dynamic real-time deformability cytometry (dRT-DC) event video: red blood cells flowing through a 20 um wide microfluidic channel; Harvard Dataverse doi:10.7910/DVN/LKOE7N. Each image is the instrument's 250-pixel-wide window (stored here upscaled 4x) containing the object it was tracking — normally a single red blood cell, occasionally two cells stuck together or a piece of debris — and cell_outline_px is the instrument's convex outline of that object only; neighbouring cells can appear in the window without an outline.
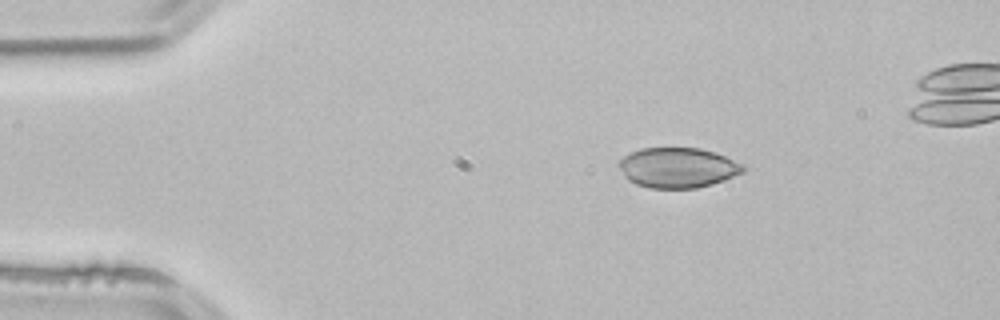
{"species": "common noctule bat (a hibernating species)", "species_latin": "Nyctalus noctula", "temperature_condition": "room temperature", "stored_images_in_passage": 3, "camera_frame_rate_fps": 3000, "um_per_image_px": 0.085, "animal": {"sex": "male", "body_mass_g": 21.5, "forearm_length_mm": 52.0}, "frame": {"image": 1, "passage_image": 1, "time_ms": 0.0, "image_size_px": [1000, 320], "cell_outline_px": [[748, 168], [744, 172], [712, 184], [696, 188], [648, 188], [636, 184], [628, 180], [624, 176], [616, 164], [624, 156], [640, 148], [700, 148], [716, 152], [748, 164]], "centroid_in_image_um": [57.66, 14.24], "position_along_channel_um": 27.3, "area_um2": 29.54}}